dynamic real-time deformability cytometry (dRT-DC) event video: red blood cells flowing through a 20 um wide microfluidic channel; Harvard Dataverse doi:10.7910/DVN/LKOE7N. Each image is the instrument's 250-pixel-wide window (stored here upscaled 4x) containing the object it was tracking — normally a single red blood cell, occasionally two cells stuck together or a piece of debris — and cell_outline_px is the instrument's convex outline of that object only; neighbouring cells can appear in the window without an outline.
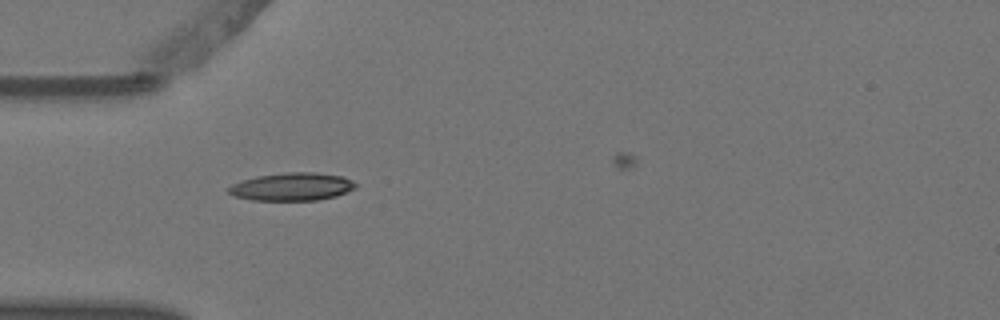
{"species": "Egyptian fruit bat (a non-hibernating species)", "species_latin": "Rousettus aegyptiacus", "temperature_condition": "warm", "stored_images_in_passage": 5, "camera_frame_rate_fps": 3000, "um_per_image_px": 0.085, "animal": {"sex": "female"}, "frame": {"image": 1, "passage_image": 1, "time_ms": 0.0, "image_size_px": [1000, 320], "cell_outline_px": [[360, 184], [356, 188], [336, 196], [316, 200], [252, 200], [236, 196], [228, 192], [228, 188], [232, 184], [256, 176], [288, 172], [316, 172], [344, 176]], "centroid_in_image_um": [24.89, 15.86], "position_along_channel_um": 60.1, "area_um2": 20.69}}
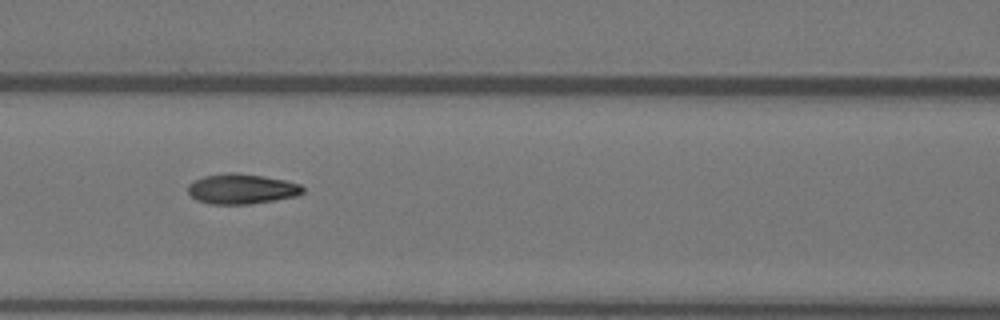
{"frame": {"image": 2, "passage_image": 3, "time_ms": 0.667, "image_size_px": [1000, 320], "cell_outline_px": [[304, 192], [296, 196], [276, 200], [248, 204], [212, 204], [196, 200], [188, 192], [188, 184], [204, 176], [228, 172], [236, 172], [264, 176], [284, 180], [300, 184], [304, 188]], "centroid_in_image_um": [20.55, 16.05], "position_along_channel_um": 146.1, "area_um2": 20.17}}
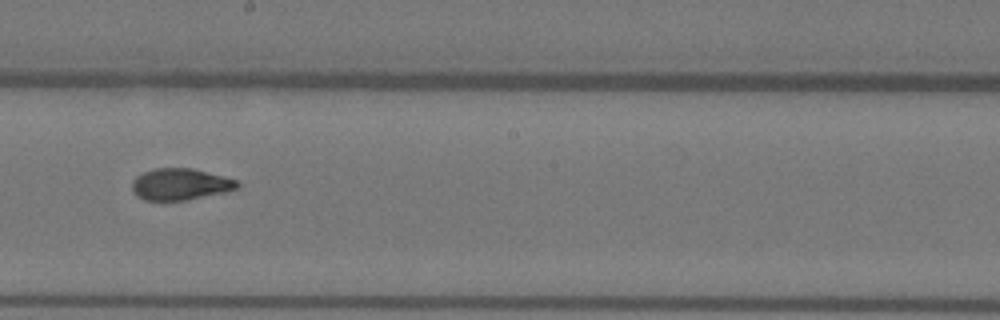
{"frame": {"image": 3, "passage_image": 5, "time_ms": 1.333, "image_size_px": [1000, 320], "cell_outline_px": [[240, 184], [236, 188], [224, 192], [184, 200], [144, 200], [136, 196], [132, 188], [132, 180], [136, 176], [144, 172], [156, 168], [192, 168], [224, 176], [236, 180]], "centroid_in_image_um": [15.29, 15.65], "position_along_channel_um": 232.9, "area_um2": 19.19}}